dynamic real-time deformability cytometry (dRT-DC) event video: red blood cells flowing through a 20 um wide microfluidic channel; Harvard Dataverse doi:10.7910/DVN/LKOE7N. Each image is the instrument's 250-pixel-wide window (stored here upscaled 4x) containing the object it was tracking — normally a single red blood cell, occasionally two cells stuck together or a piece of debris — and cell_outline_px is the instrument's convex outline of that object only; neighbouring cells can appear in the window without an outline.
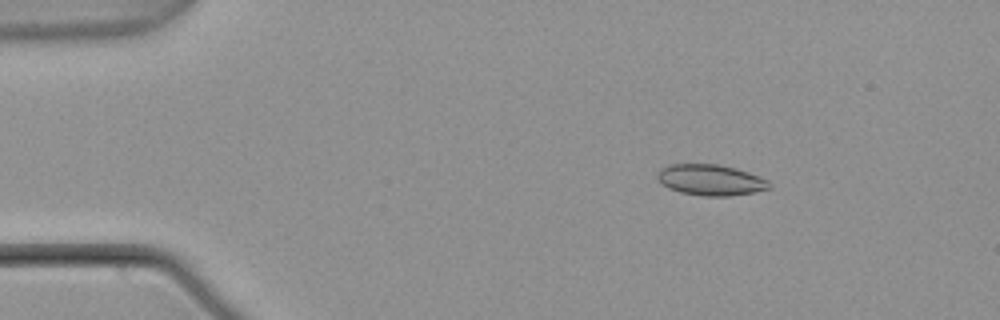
{"species": "common noctule bat (a hibernating species)", "species_latin": "Nyctalus noctula", "temperature_condition": "warm", "stored_images_in_passage": 5, "camera_frame_rate_fps": 3000, "um_per_image_px": 0.085, "animal": {"sex": "male", "body_mass_g": 21.5, "forearm_length_mm": 52.0}, "frame": {"image": 1, "passage_image": 3, "time_ms": 0.667, "image_size_px": [1000, 320], "cell_outline_px": [[772, 188], [756, 192], [728, 196], [704, 196], [680, 192], [668, 188], [656, 176], [660, 168], [668, 164], [720, 164], [736, 168], [748, 172], [768, 180]], "centroid_in_image_um": [60.42, 15.29], "position_along_channel_um": 24.6, "area_um2": 20.23}}